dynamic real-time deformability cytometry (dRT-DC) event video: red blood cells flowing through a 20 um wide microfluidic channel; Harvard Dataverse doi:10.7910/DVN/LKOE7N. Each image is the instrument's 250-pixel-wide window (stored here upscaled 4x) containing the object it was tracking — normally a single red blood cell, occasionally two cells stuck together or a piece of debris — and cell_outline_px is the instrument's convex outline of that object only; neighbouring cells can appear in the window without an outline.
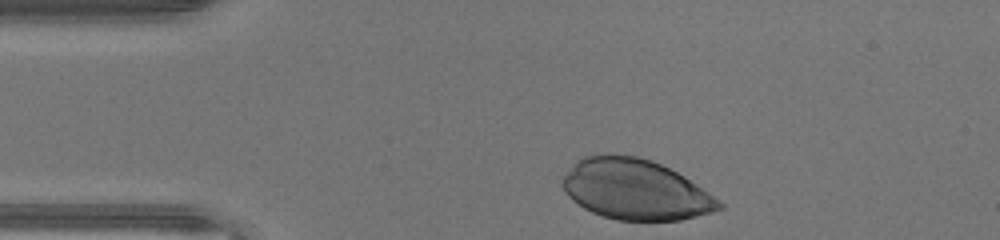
{"species": "human", "species_latin": "Homo sapiens", "temperature_condition": "warm", "stored_images_in_passage": 29, "camera_frame_rate_fps": 3000, "um_per_image_px": 0.085, "donor": {"sex": "male"}, "frame": {"image": 1, "passage_image": 1, "time_ms": 0.0, "image_size_px": [1000, 240], "cell_outline_px": [[724, 208], [712, 212], [680, 220], [616, 220], [592, 212], [584, 208], [572, 200], [568, 196], [560, 184], [560, 180], [572, 164], [576, 160], [584, 156], [604, 152], [612, 152], [636, 156], [660, 164], [684, 176], [696, 184], [724, 204]], "centroid_in_image_um": [53.94, 16.08], "position_along_channel_um": 31.1, "area_um2": 55.31}}
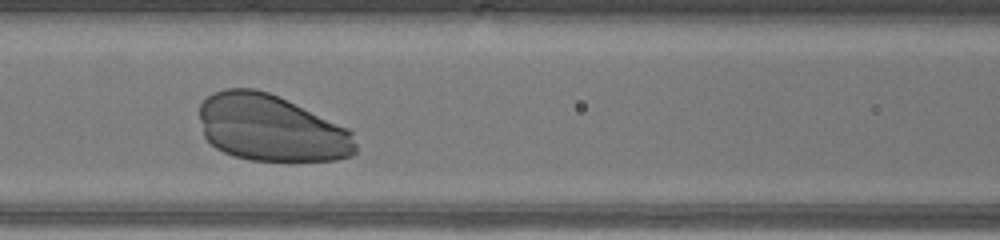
{"frame": {"image": 2, "passage_image": 12, "time_ms": 3.667, "image_size_px": [1000, 240], "cell_outline_px": [[356, 152], [352, 156], [336, 160], [252, 160], [232, 156], [216, 148], [204, 136], [200, 120], [200, 104], [212, 92], [224, 88], [256, 88], [268, 92], [352, 128], [356, 144]], "centroid_in_image_um": [23.08, 10.88], "position_along_channel_um": 143.5, "area_um2": 61.09}}
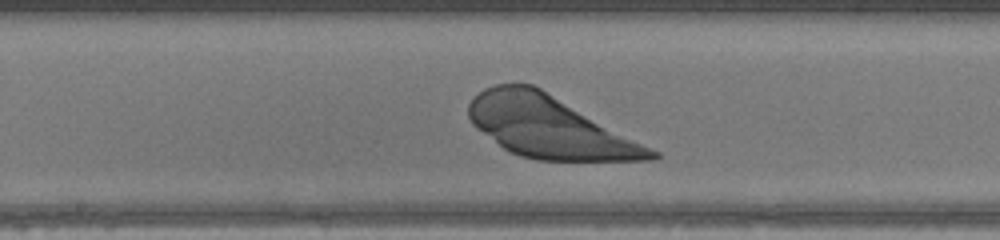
{"frame": {"image": 3, "passage_image": 16, "time_ms": 5.0, "image_size_px": [1000, 240], "cell_outline_px": [[660, 156], [652, 160], [536, 160], [520, 156], [504, 148], [476, 128], [472, 124], [468, 116], [468, 104], [484, 88], [496, 84], [532, 84], [540, 88], [660, 152]], "centroid_in_image_um": [46.69, 10.8], "position_along_channel_um": 201.5, "area_um2": 64.68}}